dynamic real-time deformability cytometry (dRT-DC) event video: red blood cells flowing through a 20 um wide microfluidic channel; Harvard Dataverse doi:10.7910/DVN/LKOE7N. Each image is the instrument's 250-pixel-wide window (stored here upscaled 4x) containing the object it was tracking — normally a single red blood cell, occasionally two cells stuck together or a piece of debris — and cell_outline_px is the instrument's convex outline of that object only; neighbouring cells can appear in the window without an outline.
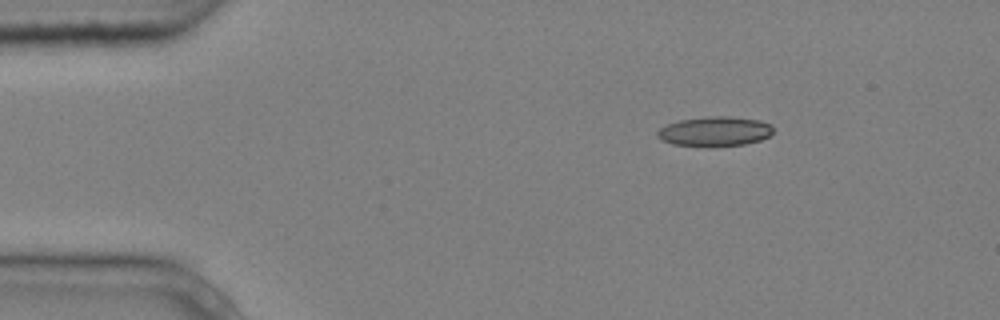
{"species": "common noctule bat (a hibernating species)", "species_latin": "Nyctalus noctula", "temperature_condition": "cold", "stored_images_in_passage": 3, "camera_frame_rate_fps": 3000, "um_per_image_px": 0.085, "animal": {"sex": "male", "body_mass_g": 20.4}, "frame": {"image": 1, "passage_image": 2, "time_ms": 0.333, "image_size_px": [1000, 320], "cell_outline_px": [[772, 136], [760, 140], [744, 144], [672, 144], [660, 140], [656, 136], [656, 132], [660, 128], [668, 124], [680, 120], [708, 116], [728, 116], [760, 120], [772, 124]], "centroid_in_image_um": [60.78, 11.13], "position_along_channel_um": 24.2, "area_um2": 19.48}}